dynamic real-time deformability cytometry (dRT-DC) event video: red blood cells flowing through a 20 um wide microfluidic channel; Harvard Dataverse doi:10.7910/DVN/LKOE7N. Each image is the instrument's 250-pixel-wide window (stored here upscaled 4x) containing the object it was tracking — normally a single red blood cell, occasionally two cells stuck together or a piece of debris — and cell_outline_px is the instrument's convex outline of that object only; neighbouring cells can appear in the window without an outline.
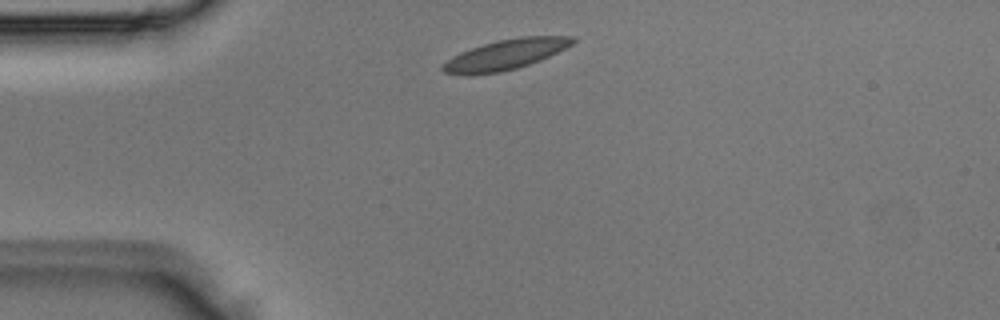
{"species": "Egyptian fruit bat (a non-hibernating species)", "species_latin": "Rousettus aegyptiacus", "temperature_condition": "room temperature", "stored_images_in_passage": 1, "camera_frame_rate_fps": 3000, "um_per_image_px": 0.085, "animal": {"sex": "male"}, "frame": {"image": 1, "passage_image": 1, "time_ms": 0.0, "image_size_px": [1000, 320], "cell_outline_px": [[576, 40], [572, 44], [540, 60], [516, 68], [500, 72], [464, 76], [444, 72], [440, 68], [448, 60], [460, 52], [496, 40], [520, 36], [576, 36]], "centroid_in_image_um": [42.95, 4.64], "position_along_channel_um": 42.0, "area_um2": 22.72}}